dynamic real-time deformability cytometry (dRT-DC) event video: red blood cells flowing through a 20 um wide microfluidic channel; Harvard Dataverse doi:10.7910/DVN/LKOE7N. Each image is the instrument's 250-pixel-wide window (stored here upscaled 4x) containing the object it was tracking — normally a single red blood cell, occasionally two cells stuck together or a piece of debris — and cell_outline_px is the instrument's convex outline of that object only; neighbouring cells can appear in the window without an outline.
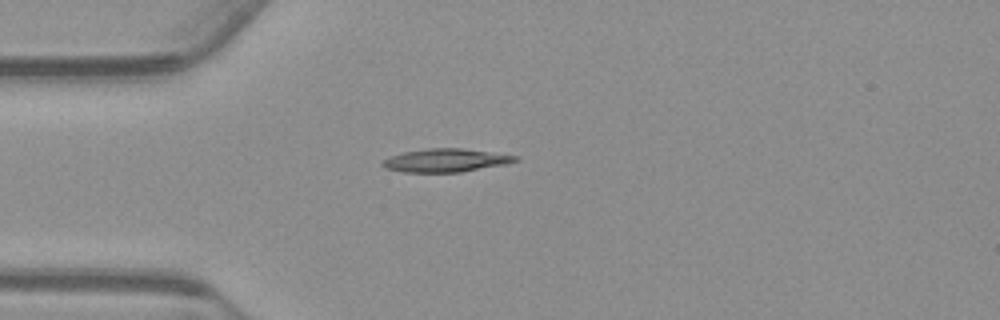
{"species": "common noctule bat (a hibernating species)", "species_latin": "Nyctalus noctula", "temperature_condition": "warm", "stored_images_in_passage": 41, "camera_frame_rate_fps": 3000, "um_per_image_px": 0.085, "animal": {"sex": "male", "body_mass_g": 23.1, "forearm_length_mm": 52.7}, "frame": {"image": 1, "passage_image": 1, "time_ms": 0.0, "image_size_px": [1000, 320], "cell_outline_px": [[520, 160], [504, 164], [460, 172], [404, 172], [384, 168], [380, 164], [384, 160], [392, 156], [404, 152], [428, 148], [460, 148], [520, 156]], "centroid_in_image_um": [37.89, 13.63], "position_along_channel_um": 47.1, "area_um2": 17.8}}
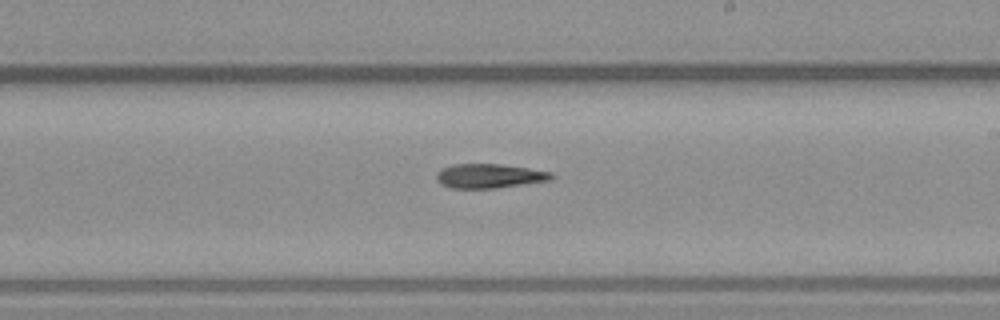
{"frame": {"image": 2, "passage_image": 18, "time_ms": 5.667, "image_size_px": [1000, 320], "cell_outline_px": [[552, 176], [548, 180], [496, 188], [452, 188], [440, 184], [436, 180], [436, 172], [440, 168], [452, 164], [500, 164], [528, 168], [552, 172]], "centroid_in_image_um": [41.5, 14.95], "position_along_channel_um": 247.5, "area_um2": 16.18}}
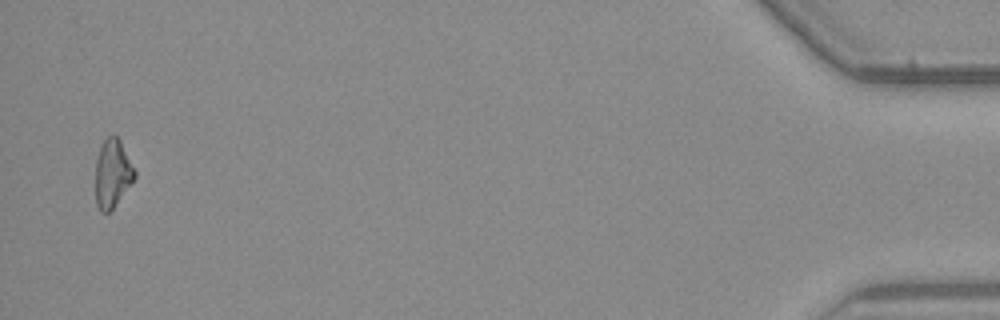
{"frame": {"image": 3, "passage_image": 40, "time_ms": 13.0, "image_size_px": [1000, 320], "cell_outline_px": [[136, 176], [112, 208], [108, 212], [100, 212], [96, 204], [96, 160], [100, 148], [104, 140], [108, 136], [116, 136], [120, 140], [136, 172]], "centroid_in_image_um": [9.55, 14.74], "position_along_channel_um": 425.7, "area_um2": 15.14}}